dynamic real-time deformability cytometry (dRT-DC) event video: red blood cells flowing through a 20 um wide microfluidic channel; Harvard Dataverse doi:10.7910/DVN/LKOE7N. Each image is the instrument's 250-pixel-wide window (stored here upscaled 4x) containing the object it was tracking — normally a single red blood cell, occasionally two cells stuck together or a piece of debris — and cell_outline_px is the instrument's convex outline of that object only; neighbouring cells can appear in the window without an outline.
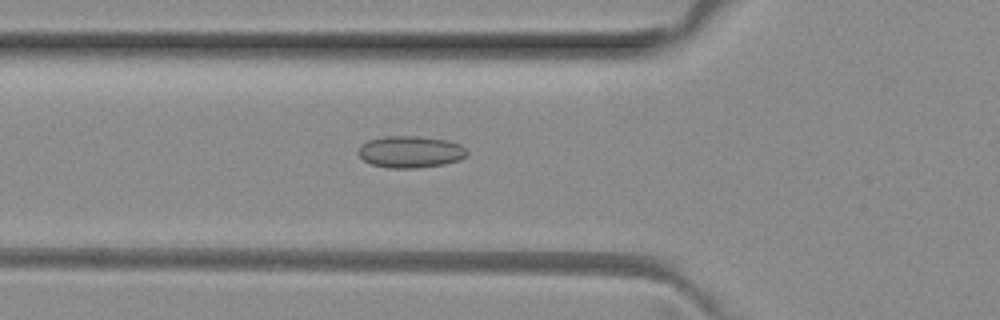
{"species": "common noctule bat (a hibernating species)", "species_latin": "Nyctalus noctula", "temperature_condition": "room temperature", "stored_images_in_passage": 50, "camera_frame_rate_fps": 3000, "um_per_image_px": 0.085, "animal": {"sex": "female", "body_mass_g": 29.2, "forearm_length_mm": 56.3}, "frame": {"image": 1, "passage_image": 17, "time_ms": 5.333, "image_size_px": [1000, 320], "cell_outline_px": [[468, 152], [460, 160], [444, 164], [416, 168], [388, 168], [372, 164], [364, 160], [356, 152], [368, 140], [384, 136], [416, 136], [448, 140], [460, 144]], "centroid_in_image_um": [34.89, 12.9], "position_along_channel_um": 90.9, "area_um2": 20.06}}
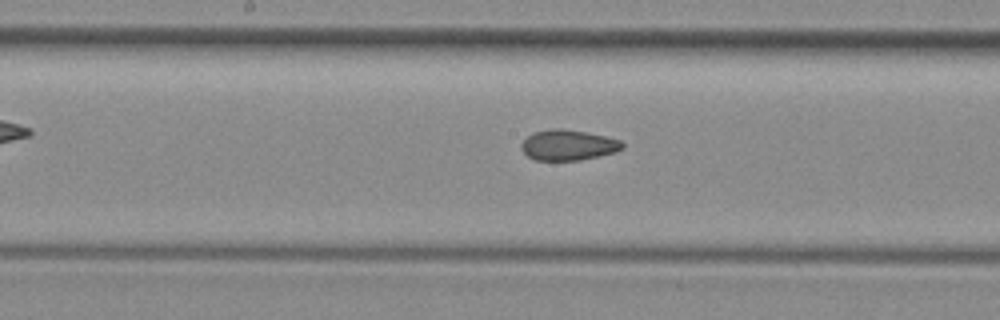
{"frame": {"image": 2, "passage_image": 25, "time_ms": 8.0, "image_size_px": [1000, 320], "cell_outline_px": [[624, 148], [616, 152], [600, 156], [580, 160], [536, 160], [528, 156], [520, 148], [520, 144], [532, 132], [552, 128], [560, 128], [584, 132], [604, 136], [620, 140], [624, 144]], "centroid_in_image_um": [48.29, 12.33], "position_along_channel_um": 199.9, "area_um2": 17.98}}
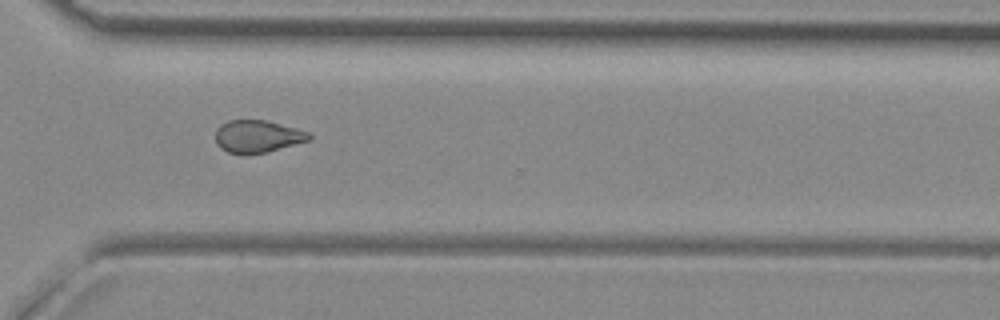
{"frame": {"image": 3, "passage_image": 36, "time_ms": 11.667, "image_size_px": [1000, 320], "cell_outline_px": [[312, 140], [268, 152], [228, 152], [220, 148], [216, 144], [216, 128], [220, 124], [228, 120], [264, 120], [296, 128], [308, 132], [312, 136]], "centroid_in_image_um": [21.91, 11.57], "position_along_channel_um": 348.7, "area_um2": 17.51}, "authors_computed_cell_mechanics": {"area_um2": 18.7561, "velocity_mm_per_s": 4.0688, "shape_relaxation_time_tau1_ms": null, "shape_relaxation_time_tau2_ms": 2.7097, "deformation_change_tau1": null, "deformation_change_tau2": 0.0877}}